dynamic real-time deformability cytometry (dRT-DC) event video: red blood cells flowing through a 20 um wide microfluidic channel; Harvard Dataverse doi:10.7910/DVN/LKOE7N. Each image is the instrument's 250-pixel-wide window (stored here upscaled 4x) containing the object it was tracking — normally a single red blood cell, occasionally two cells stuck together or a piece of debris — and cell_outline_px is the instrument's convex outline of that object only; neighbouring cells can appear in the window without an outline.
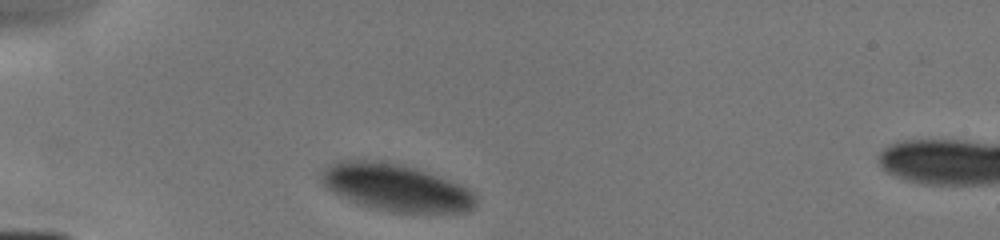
{"species": "human", "species_latin": "Homo sapiens", "temperature_condition": "cold", "stored_images_in_passage": 3, "camera_frame_rate_fps": 3000, "um_per_image_px": 0.085, "donor": {"sex": "male"}, "frame": {"image": 1, "passage_image": 1, "time_ms": 0.0, "image_size_px": [1000, 240], "cell_outline_px": [[476, 204], [468, 212], [388, 212], [372, 208], [348, 200], [332, 192], [324, 184], [320, 176], [324, 168], [336, 160], [384, 160], [404, 164], [428, 172], [460, 184], [468, 188], [476, 196]], "centroid_in_image_um": [33.64, 15.92], "position_along_channel_um": 51.4, "area_um2": 42.71}}
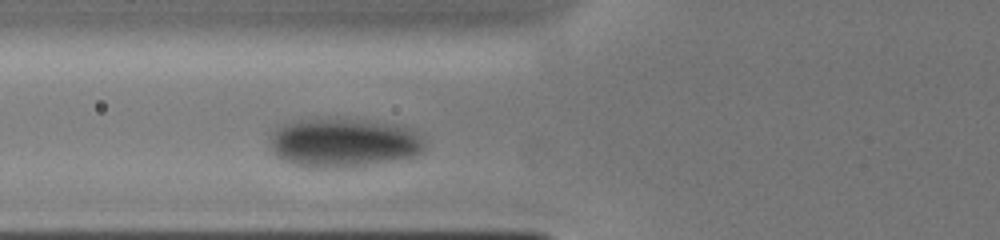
{"frame": {"image": 2, "passage_image": 3, "time_ms": 1.667, "image_size_px": [1000, 240], "cell_outline_px": [[424, 148], [420, 152], [412, 156], [392, 160], [348, 168], [304, 168], [292, 164], [276, 156], [272, 152], [268, 136], [280, 124], [300, 120], [364, 120], [392, 124], [408, 128], [420, 132], [424, 136]], "centroid_in_image_um": [29.16, 12.16], "position_along_channel_um": 96.6, "area_um2": 44.33}}